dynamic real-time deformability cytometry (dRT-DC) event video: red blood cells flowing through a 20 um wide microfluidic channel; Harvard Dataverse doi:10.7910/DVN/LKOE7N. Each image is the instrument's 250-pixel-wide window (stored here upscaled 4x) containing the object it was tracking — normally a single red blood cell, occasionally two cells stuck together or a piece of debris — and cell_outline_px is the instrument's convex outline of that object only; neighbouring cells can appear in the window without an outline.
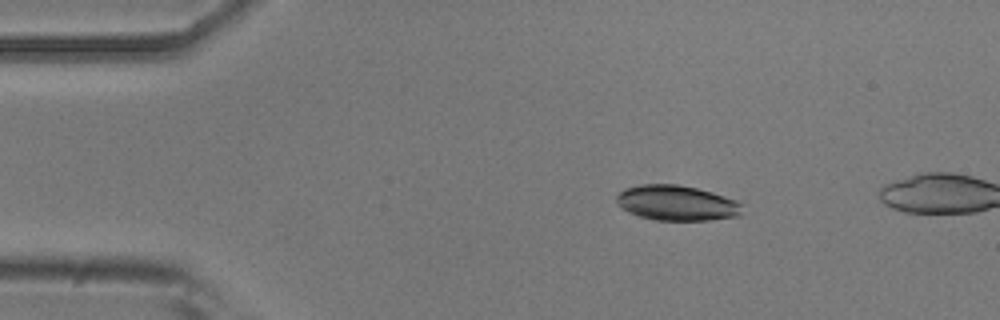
{"species": "common noctule bat (a hibernating species)", "species_latin": "Nyctalus noctula", "temperature_condition": "room temperature", "stored_images_in_passage": 6, "camera_frame_rate_fps": 3000, "um_per_image_px": 0.085, "animal": {"sex": "male", "body_mass_g": 20.5, "forearm_length_mm": 52.5}, "frame": {"image": 1, "passage_image": 1, "time_ms": 0.0, "image_size_px": [1000, 320], "cell_outline_px": [[740, 216], [708, 220], [656, 220], [640, 216], [628, 212], [620, 208], [616, 204], [616, 196], [624, 188], [640, 184], [676, 184], [696, 188], [712, 192], [736, 200], [740, 204]], "centroid_in_image_um": [57.46, 17.25], "position_along_channel_um": 27.5, "area_um2": 25.78}}